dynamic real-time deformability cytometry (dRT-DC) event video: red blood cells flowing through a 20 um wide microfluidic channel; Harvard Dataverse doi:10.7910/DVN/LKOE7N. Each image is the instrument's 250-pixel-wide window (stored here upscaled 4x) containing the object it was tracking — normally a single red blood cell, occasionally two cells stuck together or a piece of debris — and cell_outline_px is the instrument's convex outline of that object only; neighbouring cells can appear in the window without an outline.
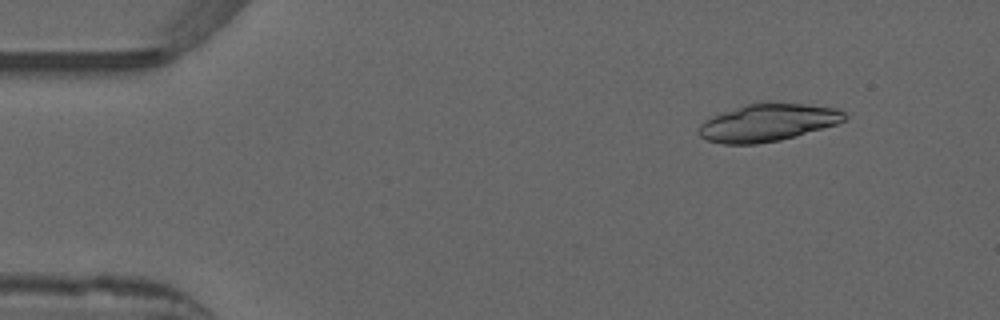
{"species": "common noctule bat (a hibernating species)", "species_latin": "Nyctalus noctula", "temperature_condition": "warm", "stored_images_in_passage": 32, "camera_frame_rate_fps": 3000, "um_per_image_px": 0.085, "animal": {"sex": "male", "forearm_length_mm": 52.5}, "frame": {"image": 1, "passage_image": 6, "time_ms": 1.667, "image_size_px": [1000, 320], "cell_outline_px": [[848, 116], [844, 120], [836, 124], [796, 136], [780, 140], [756, 144], [724, 144], [708, 140], [700, 136], [700, 124], [704, 120], [712, 116], [748, 104], [808, 104], [836, 108], [844, 112]], "centroid_in_image_um": [65.28, 10.44], "position_along_channel_um": 19.7, "area_um2": 31.15}}